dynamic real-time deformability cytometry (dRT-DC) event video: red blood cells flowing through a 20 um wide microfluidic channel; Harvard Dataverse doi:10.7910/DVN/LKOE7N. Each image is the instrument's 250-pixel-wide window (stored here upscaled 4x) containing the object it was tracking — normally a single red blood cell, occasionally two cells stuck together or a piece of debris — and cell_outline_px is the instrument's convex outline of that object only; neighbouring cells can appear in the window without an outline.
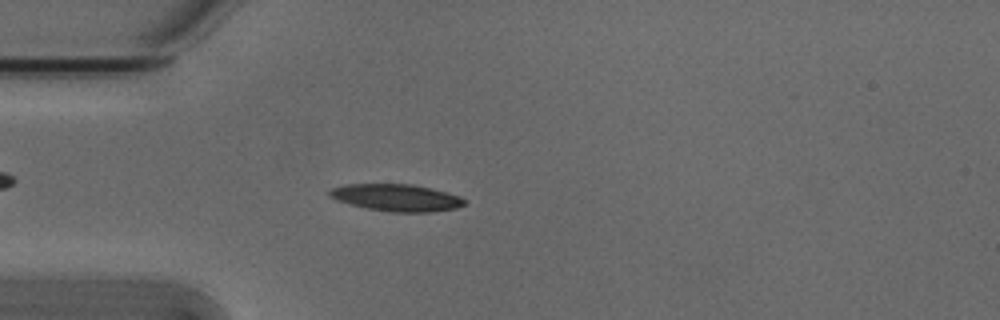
{"species": "Egyptian fruit bat (a non-hibernating species)", "species_latin": "Rousettus aegyptiacus", "temperature_condition": "cold", "stored_images_in_passage": 49, "camera_frame_rate_fps": 3000, "um_per_image_px": 0.085, "animal": {"sex": "male"}, "frame": {"image": 1, "passage_image": 10, "time_ms": 3.0, "image_size_px": [1000, 320], "cell_outline_px": [[468, 204], [456, 208], [432, 212], [392, 212], [368, 208], [336, 200], [328, 196], [328, 192], [332, 188], [348, 184], [412, 184], [432, 188], [460, 196]], "centroid_in_image_um": [33.73, 16.8], "position_along_channel_um": 51.3, "area_um2": 21.21}}
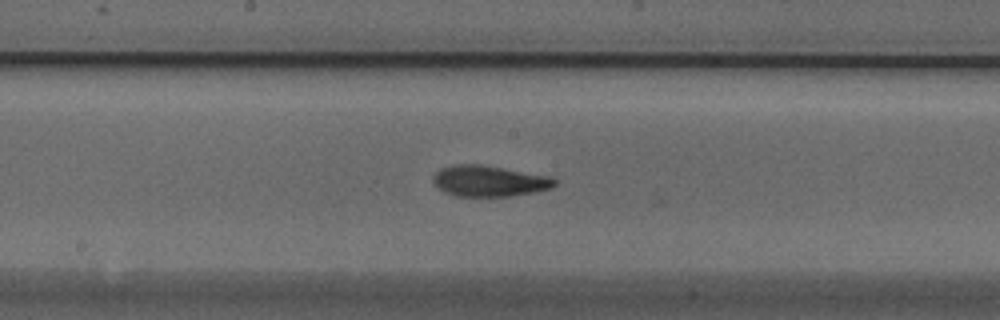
{"frame": {"image": 2, "passage_image": 23, "time_ms": 7.333, "image_size_px": [1000, 320], "cell_outline_px": [[556, 184], [552, 188], [512, 196], [452, 196], [444, 192], [432, 180], [432, 176], [440, 168], [452, 164], [480, 164], [548, 176], [556, 180]], "centroid_in_image_um": [41.53, 15.38], "position_along_channel_um": 206.7, "area_um2": 21.85}}
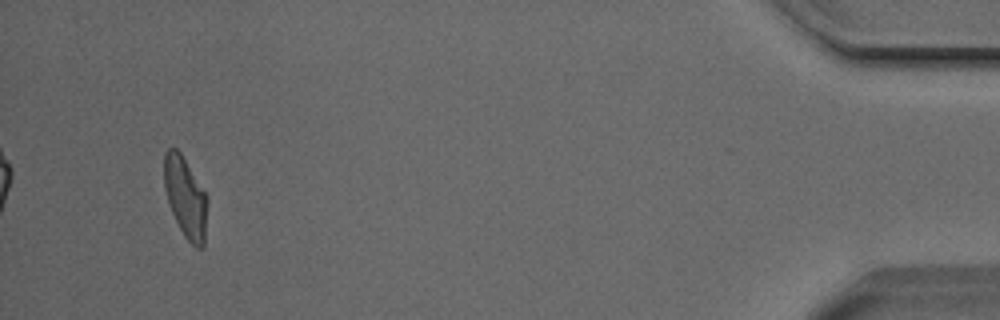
{"frame": {"image": 3, "passage_image": 46, "time_ms": 15.0, "image_size_px": [1000, 320], "cell_outline_px": [[208, 204], [204, 244], [200, 248], [196, 248], [184, 236], [172, 212], [164, 188], [164, 152], [168, 148], [176, 148], [180, 152], [208, 196]], "centroid_in_image_um": [15.78, 16.77], "position_along_channel_um": 419.4, "area_um2": 20.29}, "authors_computed_cell_mechanics": {"area_um2": 20.808, "velocity_mm_per_s": 3.82, "shape_relaxation_time_tau1_ms": 5.1046, "shape_relaxation_time_tau2_ms": 3.4214, "deformation_change_tau1": 0.1832, "deformation_change_tau2": 0.1092}}